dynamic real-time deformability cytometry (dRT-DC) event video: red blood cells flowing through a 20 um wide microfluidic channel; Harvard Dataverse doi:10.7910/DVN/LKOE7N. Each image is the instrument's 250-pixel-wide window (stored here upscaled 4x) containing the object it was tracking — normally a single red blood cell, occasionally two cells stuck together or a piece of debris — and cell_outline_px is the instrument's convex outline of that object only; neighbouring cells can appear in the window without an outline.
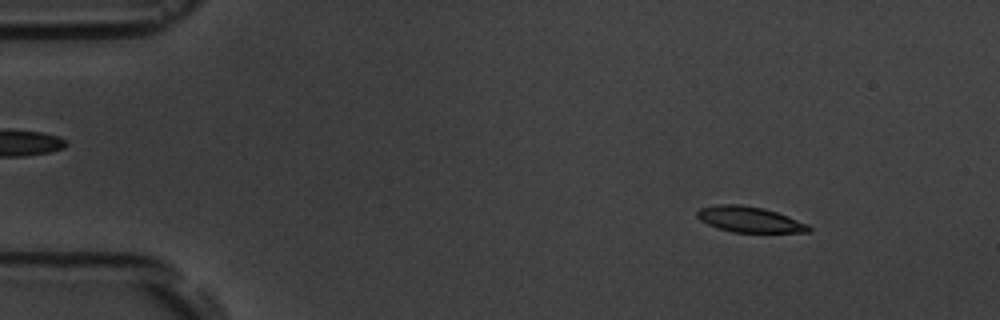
{"species": "common noctule bat (a hibernating species)", "species_latin": "Nyctalus noctula", "temperature_condition": "room temperature", "stored_images_in_passage": 6, "camera_frame_rate_fps": 3000, "um_per_image_px": 0.085, "animal": {"sex": "male", "body_mass_g": 19.5, "forearm_length_mm": 54.6}, "frame": {"image": 1, "passage_image": 1, "time_ms": 0.0, "image_size_px": [1000, 320], "cell_outline_px": [[812, 232], [732, 232], [716, 228], [700, 220], [696, 216], [696, 212], [700, 208], [716, 204], [740, 204], [764, 208], [788, 216], [808, 224], [812, 228]], "centroid_in_image_um": [63.69, 18.65], "position_along_channel_um": 21.3, "area_um2": 16.82}}
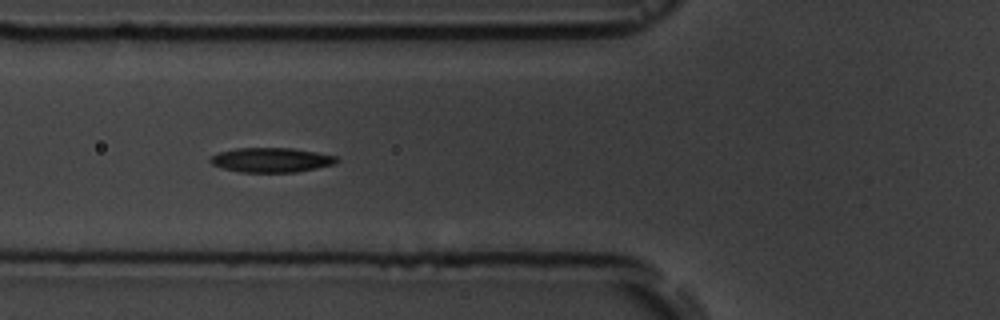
{"frame": {"image": 2, "passage_image": 5, "time_ms": 4.667, "image_size_px": [1000, 320], "cell_outline_px": [[340, 160], [332, 164], [316, 168], [296, 172], [240, 172], [224, 168], [212, 164], [208, 160], [212, 156], [220, 152], [236, 148], [292, 148], [316, 152], [336, 156]], "centroid_in_image_um": [23.06, 13.59], "position_along_channel_um": 102.7, "area_um2": 17.92}}
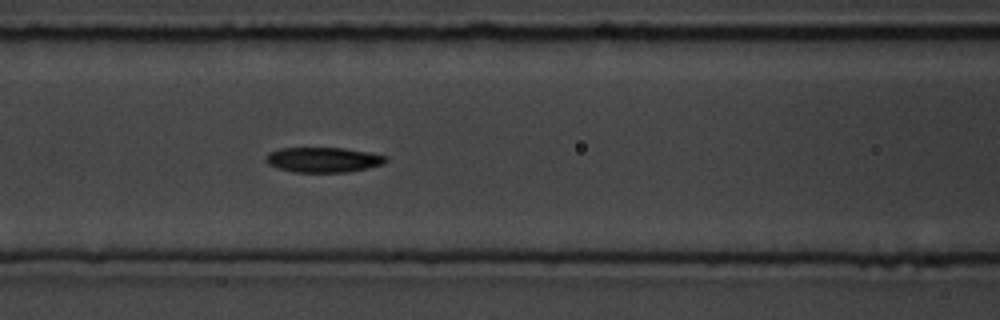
{"frame": {"image": 3, "passage_image": 6, "time_ms": 5.667, "image_size_px": [1000, 320], "cell_outline_px": [[388, 160], [384, 164], [368, 168], [348, 172], [292, 172], [276, 168], [268, 164], [264, 160], [268, 152], [280, 148], [344, 148], [368, 152], [388, 156]], "centroid_in_image_um": [27.47, 13.58], "position_along_channel_um": 139.1, "area_um2": 17.74}}